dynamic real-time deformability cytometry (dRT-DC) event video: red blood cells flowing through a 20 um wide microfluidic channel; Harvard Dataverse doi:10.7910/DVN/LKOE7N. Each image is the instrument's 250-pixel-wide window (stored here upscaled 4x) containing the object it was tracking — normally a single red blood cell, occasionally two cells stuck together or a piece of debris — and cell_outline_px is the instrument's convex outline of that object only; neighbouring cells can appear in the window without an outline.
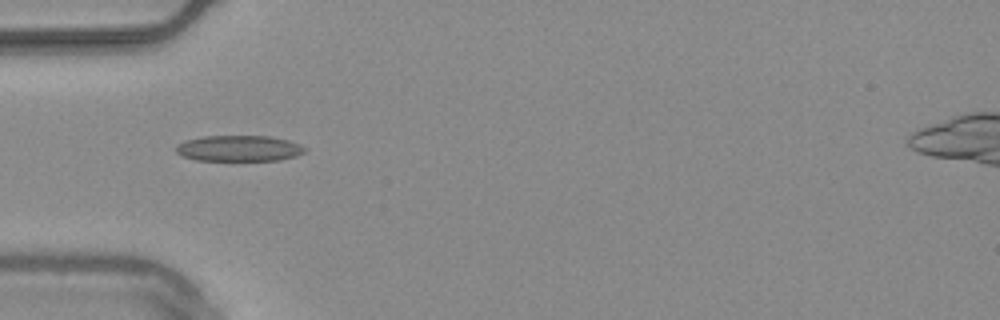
{"species": "common noctule bat (a hibernating species)", "species_latin": "Nyctalus noctula", "temperature_condition": "warm", "stored_images_in_passage": 32, "camera_frame_rate_fps": 3000, "um_per_image_px": 0.085, "animal": {"sex": "male", "body_mass_g": 20.4}, "frame": {"image": 1, "passage_image": 1, "time_ms": 0.0, "image_size_px": [1000, 320], "cell_outline_px": [[308, 148], [304, 152], [296, 156], [280, 160], [196, 160], [180, 156], [176, 152], [176, 144], [184, 140], [204, 136], [268, 136], [288, 140], [300, 144]], "centroid_in_image_um": [20.29, 12.61], "position_along_channel_um": 64.7, "area_um2": 19.59}}
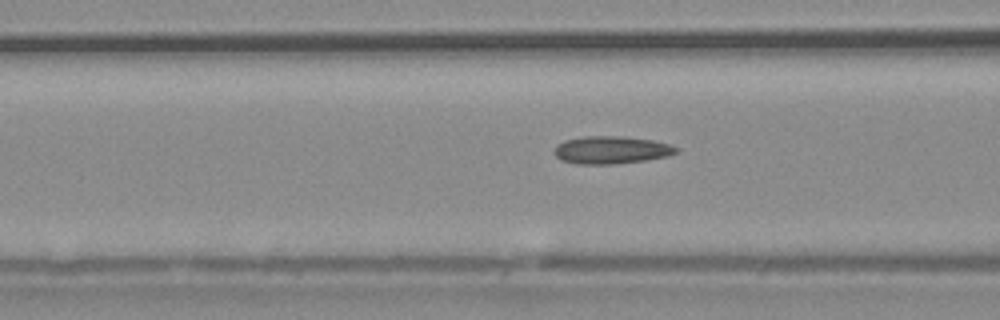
{"frame": {"image": 2, "passage_image": 5, "time_ms": 1.333, "image_size_px": [1000, 320], "cell_outline_px": [[680, 148], [676, 152], [668, 156], [644, 160], [612, 164], [576, 164], [560, 160], [552, 152], [556, 144], [564, 140], [584, 136], [620, 136], [652, 140], [668, 144]], "centroid_in_image_um": [51.89, 12.74], "position_along_channel_um": 114.7, "area_um2": 19.71}}
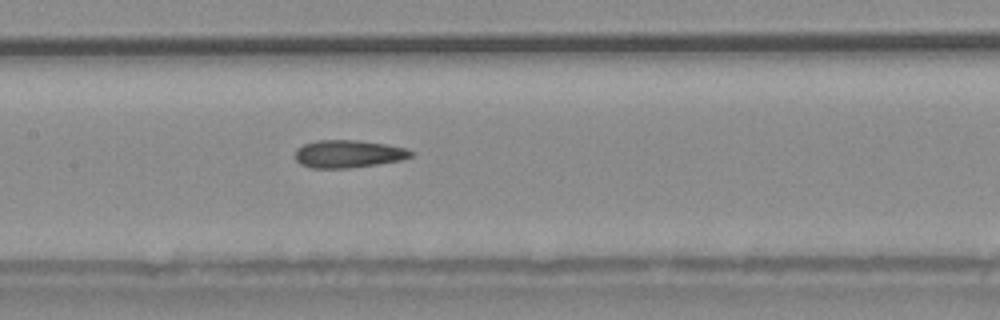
{"frame": {"image": 3, "passage_image": 10, "time_ms": 3.0, "image_size_px": [1000, 320], "cell_outline_px": [[416, 152], [412, 156], [404, 160], [348, 168], [312, 168], [300, 164], [296, 160], [296, 148], [304, 144], [316, 140], [356, 140], [384, 144], [408, 148]], "centroid_in_image_um": [29.64, 13.08], "position_along_channel_um": 177.8, "area_um2": 18.79}, "authors_computed_cell_mechanics": {"area_um2": 18.3804, "velocity_mm_per_s": 3.776, "shape_relaxation_time_tau1_ms": null, "shape_relaxation_time_tau2_ms": 5.2714, "deformation_change_tau1": null, "deformation_change_tau2": 0.1541}}